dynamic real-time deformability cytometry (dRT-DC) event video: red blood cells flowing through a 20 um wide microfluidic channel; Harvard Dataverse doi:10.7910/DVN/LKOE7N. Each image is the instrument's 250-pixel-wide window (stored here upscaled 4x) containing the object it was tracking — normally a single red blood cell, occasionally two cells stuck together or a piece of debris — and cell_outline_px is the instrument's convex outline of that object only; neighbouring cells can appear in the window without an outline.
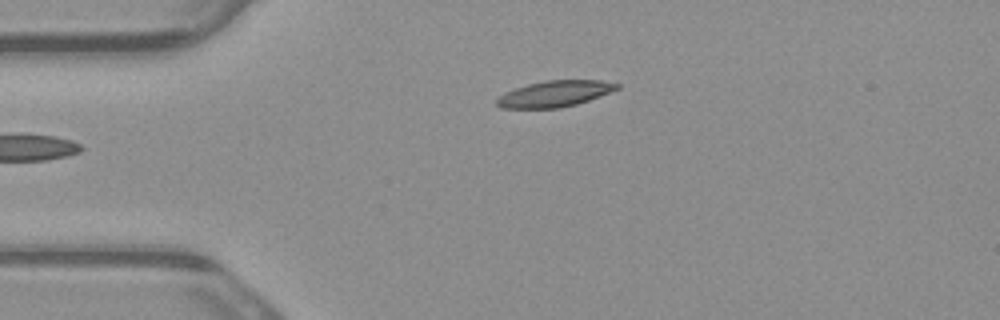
{"species": "common noctule bat (a hibernating species)", "species_latin": "Nyctalus noctula", "temperature_condition": "warm", "stored_images_in_passage": 2, "camera_frame_rate_fps": 3000, "um_per_image_px": 0.085, "animal": {"sex": "male", "body_mass_g": 23.1, "forearm_length_mm": 52.7}, "frame": {"image": 1, "passage_image": 2, "time_ms": 0.333, "image_size_px": [1000, 320], "cell_outline_px": [[620, 88], [600, 96], [576, 104], [560, 108], [500, 108], [496, 104], [496, 100], [504, 92], [528, 84], [548, 80], [600, 80], [620, 84]], "centroid_in_image_um": [47.15, 7.97], "position_along_channel_um": 37.9, "area_um2": 18.21}}